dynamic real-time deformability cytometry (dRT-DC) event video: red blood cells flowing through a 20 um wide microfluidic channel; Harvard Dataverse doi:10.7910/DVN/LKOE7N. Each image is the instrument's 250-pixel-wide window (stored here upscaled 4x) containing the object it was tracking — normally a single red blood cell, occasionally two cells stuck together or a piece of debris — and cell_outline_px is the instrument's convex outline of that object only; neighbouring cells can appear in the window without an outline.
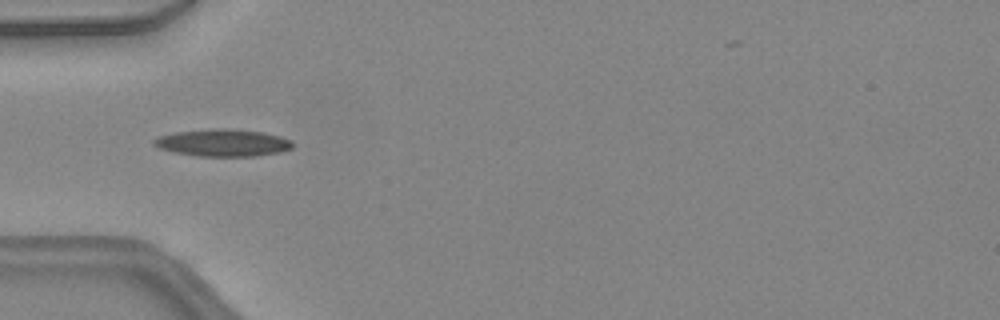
{"species": "common noctule bat (a hibernating species)", "species_latin": "Nyctalus noctula", "temperature_condition": "warm", "stored_images_in_passage": 21, "camera_frame_rate_fps": 3000, "um_per_image_px": 0.085, "animal": {"sex": "female", "body_mass_g": 24.6, "forearm_length_mm": 56.2}, "frame": {"image": 1, "passage_image": 3, "time_ms": 0.667, "image_size_px": [1000, 320], "cell_outline_px": [[292, 148], [280, 152], [256, 156], [200, 156], [172, 152], [160, 148], [152, 144], [152, 140], [156, 136], [176, 132], [212, 128], [228, 128], [264, 132], [280, 136], [292, 140]], "centroid_in_image_um": [18.92, 12.13], "position_along_channel_um": 66.1, "area_um2": 22.2}}
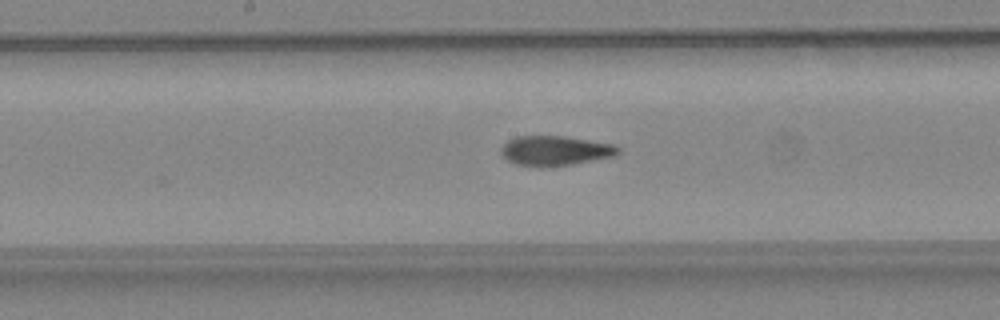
{"frame": {"image": 2, "passage_image": 12, "time_ms": 3.667, "image_size_px": [1000, 320], "cell_outline_px": [[620, 152], [616, 156], [572, 164], [540, 168], [516, 164], [508, 160], [500, 152], [500, 148], [508, 140], [516, 136], [564, 136], [616, 144], [620, 148]], "centroid_in_image_um": [47.21, 12.81], "position_along_channel_um": 201.0, "area_um2": 20.58}}
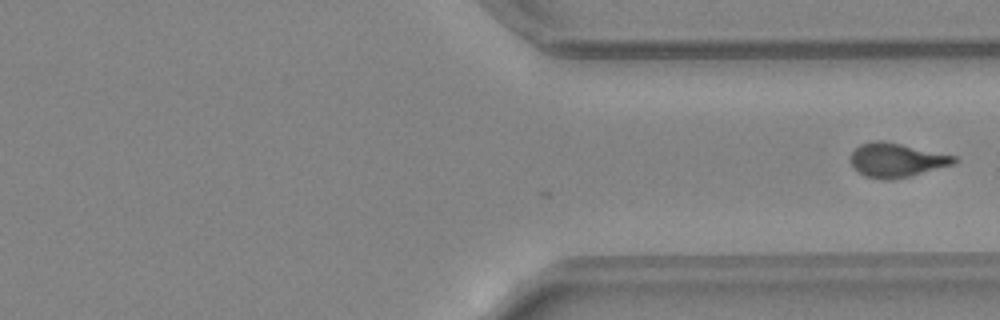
{"frame": {"image": 3, "passage_image": 21, "time_ms": 6.667, "image_size_px": [1000, 320], "cell_outline_px": [[960, 160], [952, 164], [908, 176], [888, 180], [864, 176], [852, 168], [848, 160], [852, 152], [860, 144], [876, 140], [880, 140], [900, 144], [956, 156]], "centroid_in_image_um": [76.13, 13.6], "position_along_channel_um": 335.3, "area_um2": 20.35}}